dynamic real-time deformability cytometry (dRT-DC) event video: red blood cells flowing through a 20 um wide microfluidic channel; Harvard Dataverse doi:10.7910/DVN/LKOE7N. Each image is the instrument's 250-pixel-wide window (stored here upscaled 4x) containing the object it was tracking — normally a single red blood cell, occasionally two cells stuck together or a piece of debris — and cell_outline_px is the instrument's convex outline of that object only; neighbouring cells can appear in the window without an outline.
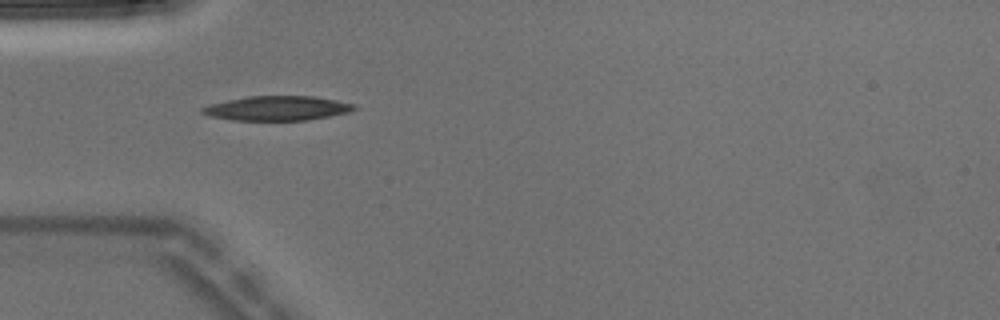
{"species": "Egyptian fruit bat (a non-hibernating species)", "species_latin": "Rousettus aegyptiacus", "temperature_condition": "warm", "stored_images_in_passage": 7, "camera_frame_rate_fps": 3000, "um_per_image_px": 0.085, "animal": {"sex": "male"}, "frame": {"image": 1, "passage_image": 6, "time_ms": 1.667, "image_size_px": [1000, 320], "cell_outline_px": [[356, 108], [348, 112], [308, 120], [232, 120], [212, 116], [200, 112], [200, 108], [212, 104], [228, 100], [248, 96], [312, 96], [336, 100], [356, 104]], "centroid_in_image_um": [23.57, 9.2], "position_along_channel_um": 61.4, "area_um2": 21.44}}